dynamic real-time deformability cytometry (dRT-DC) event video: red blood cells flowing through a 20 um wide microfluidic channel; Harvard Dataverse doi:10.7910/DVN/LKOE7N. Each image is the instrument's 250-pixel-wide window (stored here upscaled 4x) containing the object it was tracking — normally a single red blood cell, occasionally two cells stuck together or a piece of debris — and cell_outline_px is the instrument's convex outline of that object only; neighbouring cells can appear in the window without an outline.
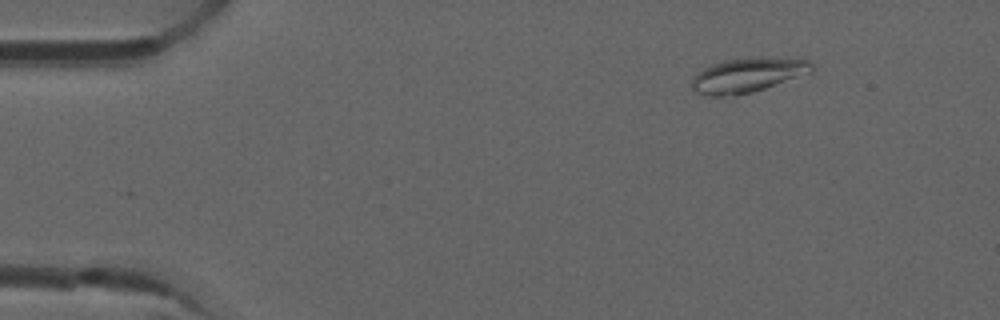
{"species": "common noctule bat (a hibernating species)", "species_latin": "Nyctalus noctula", "temperature_condition": "room temperature", "stored_images_in_passage": 44, "camera_frame_rate_fps": 3000, "um_per_image_px": 0.085, "animal": {"sex": "male", "forearm_length_mm": 52.5}, "frame": {"image": 1, "passage_image": 1, "time_ms": 0.0, "image_size_px": [1000, 320], "cell_outline_px": [[816, 68], [812, 72], [752, 92], [732, 96], [708, 96], [696, 92], [692, 88], [692, 80], [696, 72], [712, 64], [728, 60], [808, 60]], "centroid_in_image_um": [63.47, 6.45], "position_along_channel_um": 21.5, "area_um2": 22.95}}
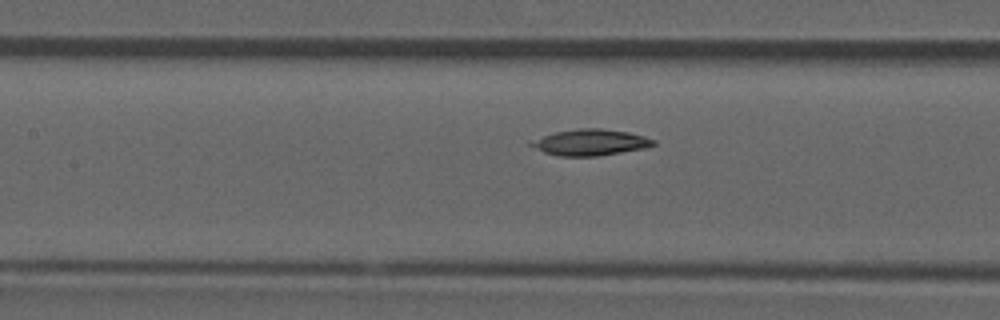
{"frame": {"image": 2, "passage_image": 18, "time_ms": 5.667, "image_size_px": [1000, 320], "cell_outline_px": [[656, 144], [640, 148], [620, 152], [596, 156], [556, 156], [544, 152], [528, 144], [528, 140], [556, 132], [580, 128], [600, 128], [628, 132], [644, 136], [656, 140]], "centroid_in_image_um": [50.12, 12.09], "position_along_channel_um": 157.3, "area_um2": 18.5}}
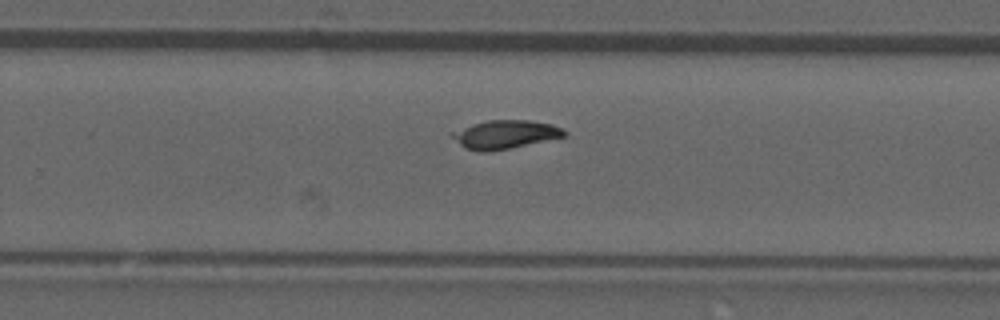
{"frame": {"image": 3, "passage_image": 28, "time_ms": 9.0, "image_size_px": [1000, 320], "cell_outline_px": [[568, 136], [508, 148], [484, 152], [480, 152], [464, 148], [448, 136], [448, 132], [472, 124], [488, 120], [528, 120], [552, 124], [568, 132]], "centroid_in_image_um": [42.87, 11.42], "position_along_channel_um": 286.9, "area_um2": 18.79}}